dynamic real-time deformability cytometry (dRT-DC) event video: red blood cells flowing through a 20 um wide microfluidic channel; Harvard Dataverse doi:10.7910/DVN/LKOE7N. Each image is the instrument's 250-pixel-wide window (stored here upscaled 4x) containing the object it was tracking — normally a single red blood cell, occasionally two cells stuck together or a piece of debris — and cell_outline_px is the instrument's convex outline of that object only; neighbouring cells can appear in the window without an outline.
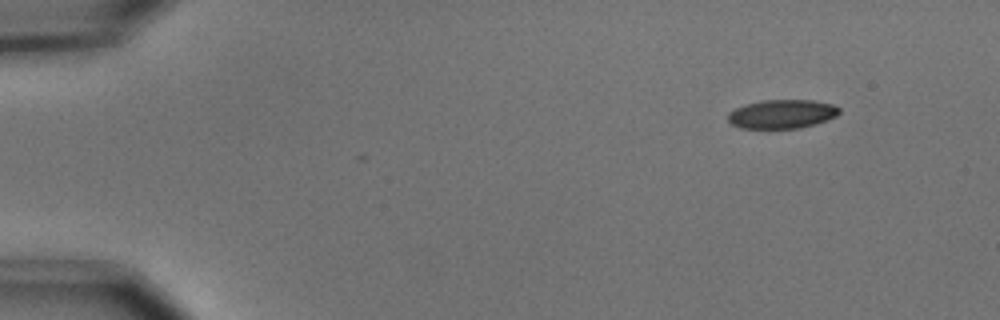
{"species": "common noctule bat (a hibernating species)", "species_latin": "Nyctalus noctula", "temperature_condition": "cold", "stored_images_in_passage": 2, "camera_frame_rate_fps": 3000, "um_per_image_px": 0.085, "animal": {"sex": "male", "body_mass_g": 15.6}, "frame": {"image": 1, "passage_image": 1, "time_ms": 0.0, "image_size_px": [1000, 320], "cell_outline_px": [[840, 112], [836, 116], [816, 124], [800, 128], [740, 128], [732, 124], [728, 120], [728, 112], [744, 104], [764, 100], [812, 100], [832, 104], [840, 108]], "centroid_in_image_um": [66.47, 9.69], "position_along_channel_um": 18.5, "area_um2": 18.73}}